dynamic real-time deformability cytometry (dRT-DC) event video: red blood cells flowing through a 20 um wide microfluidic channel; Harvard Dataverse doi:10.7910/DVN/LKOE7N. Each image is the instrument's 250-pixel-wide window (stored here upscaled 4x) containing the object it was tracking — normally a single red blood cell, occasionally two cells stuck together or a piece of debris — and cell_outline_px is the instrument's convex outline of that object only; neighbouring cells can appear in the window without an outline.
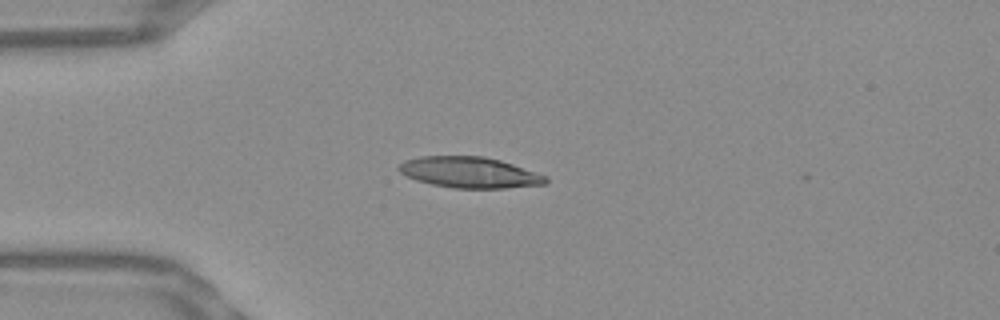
{"species": "Egyptian fruit bat (a non-hibernating species)", "species_latin": "Rousettus aegyptiacus", "temperature_condition": "warm", "stored_images_in_passage": 35, "camera_frame_rate_fps": 3000, "um_per_image_px": 0.085, "frame": {"image": 1, "passage_image": 1, "time_ms": 0.0, "image_size_px": [1000, 320], "cell_outline_px": [[548, 184], [504, 188], [452, 188], [432, 184], [416, 180], [400, 172], [396, 168], [404, 160], [420, 156], [484, 156], [500, 160], [548, 176]], "centroid_in_image_um": [39.92, 14.65], "position_along_channel_um": 45.1, "area_um2": 26.53}}
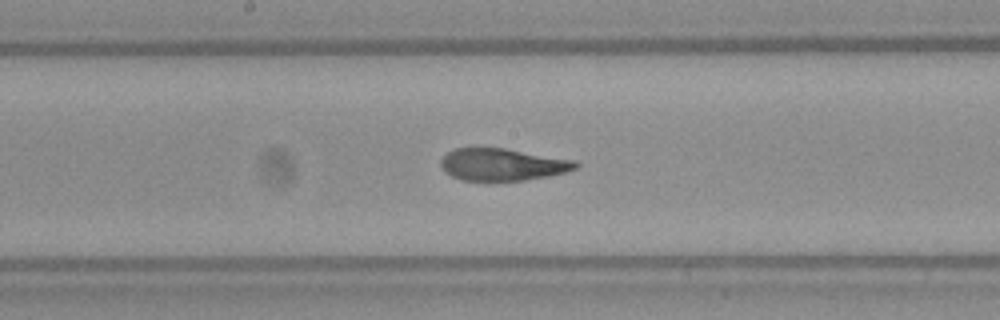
{"frame": {"image": 2, "passage_image": 15, "time_ms": 4.667, "image_size_px": [1000, 320], "cell_outline_px": [[580, 164], [576, 168], [568, 172], [548, 176], [524, 180], [460, 180], [444, 172], [440, 164], [440, 160], [448, 152], [456, 148], [504, 148], [576, 160]], "centroid_in_image_um": [42.72, 13.98], "position_along_channel_um": 205.5, "area_um2": 25.26}}
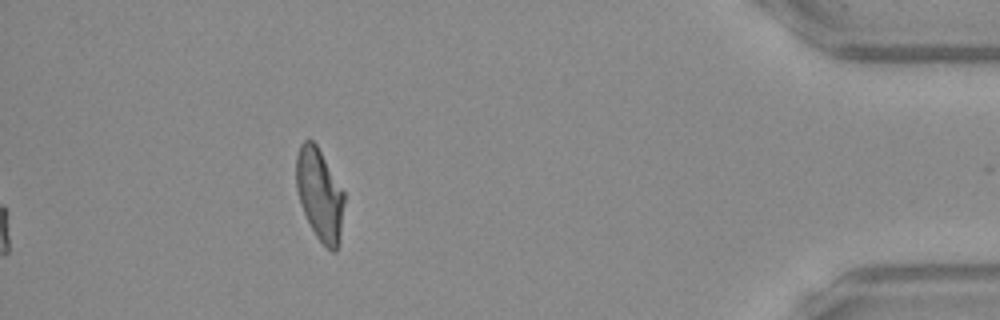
{"frame": {"image": 3, "passage_image": 35, "time_ms": 11.333, "image_size_px": [1000, 320], "cell_outline_px": [[344, 200], [340, 232], [336, 252], [332, 252], [316, 236], [300, 204], [296, 188], [296, 156], [300, 144], [304, 140], [312, 140], [316, 144], [344, 192]], "centroid_in_image_um": [27.15, 16.5], "position_along_channel_um": 408.1, "area_um2": 25.2}, "authors_computed_cell_mechanics": {"area_um2": 26.2412, "velocity_mm_per_s": 3.8337, "shape_relaxation_time_tau1_ms": 11.3529, "shape_relaxation_time_tau2_ms": 1.1899, "deformation_change_tau1": 0.3435, "deformation_change_tau2": 0.0804}}